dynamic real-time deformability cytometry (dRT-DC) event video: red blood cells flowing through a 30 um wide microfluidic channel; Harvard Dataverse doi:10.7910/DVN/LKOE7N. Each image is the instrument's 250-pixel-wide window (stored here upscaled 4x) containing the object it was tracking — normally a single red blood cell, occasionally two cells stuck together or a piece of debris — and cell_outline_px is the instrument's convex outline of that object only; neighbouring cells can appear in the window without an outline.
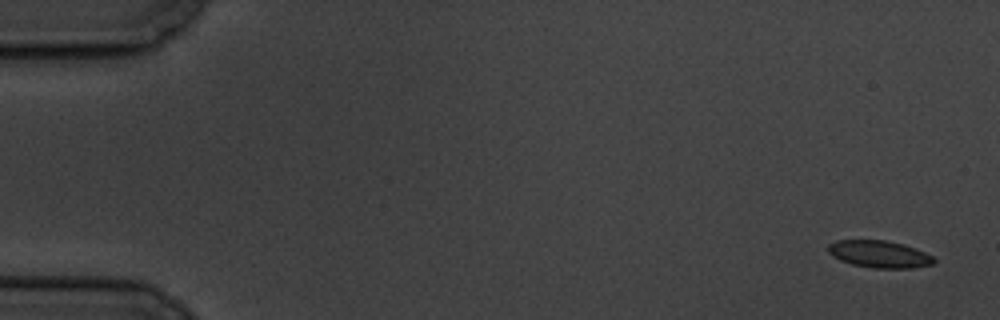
{"species": "common noctule bat (a hibernating species)", "species_latin": "Nyctalus noctula", "temperature_condition": "cold", "stored_images_in_passage": 8, "camera_frame_rate_fps": 3000, "um_per_image_px": 0.085, "animal": {"sex": "male", "body_mass_g": 19.5, "forearm_length_mm": 54.6}, "frame": {"image": 1, "passage_image": 1, "time_ms": 0.0, "image_size_px": [1000, 320], "cell_outline_px": [[936, 260], [932, 264], [912, 268], [872, 268], [852, 264], [840, 260], [832, 256], [828, 252], [828, 244], [836, 240], [884, 240], [904, 244], [916, 248], [932, 256]], "centroid_in_image_um": [74.73, 21.6], "position_along_channel_um": 10.3, "area_um2": 16.76}}
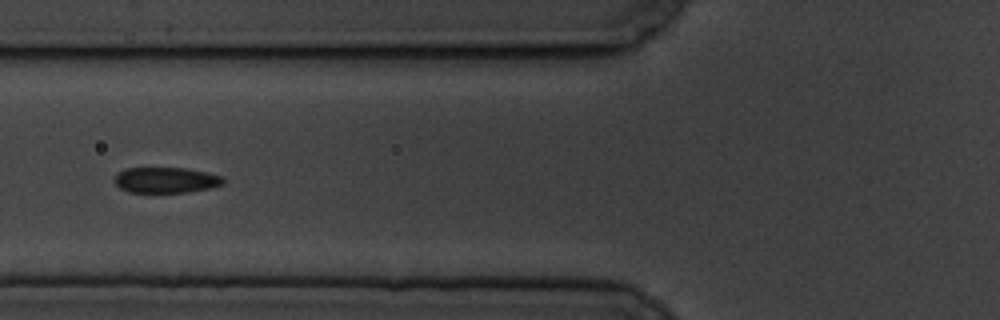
{"frame": {"image": 2, "passage_image": 7, "time_ms": 7.0, "image_size_px": [1000, 320], "cell_outline_px": [[224, 184], [208, 188], [188, 192], [128, 192], [120, 188], [112, 180], [120, 172], [128, 168], [184, 168], [208, 172], [220, 176], [224, 180]], "centroid_in_image_um": [14.09, 15.31], "position_along_channel_um": 111.7, "area_um2": 16.13}}
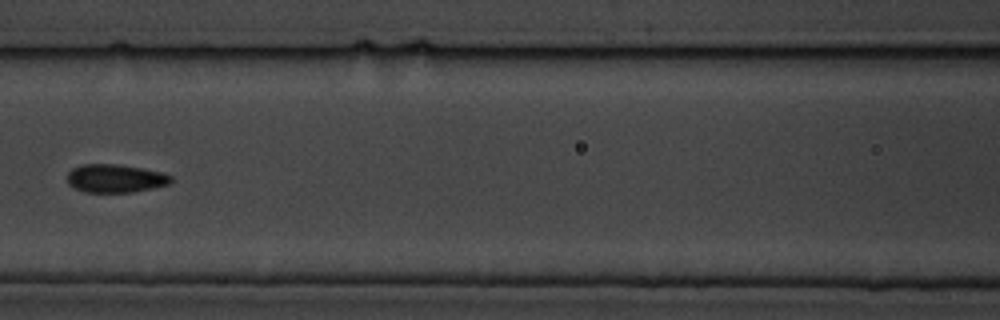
{"frame": {"image": 3, "passage_image": 8, "time_ms": 8.333, "image_size_px": [1000, 320], "cell_outline_px": [[172, 184], [132, 192], [84, 192], [68, 184], [68, 172], [72, 168], [80, 164], [116, 164], [144, 168], [160, 172], [172, 176]], "centroid_in_image_um": [9.81, 15.16], "position_along_channel_um": 156.8, "area_um2": 17.17}}